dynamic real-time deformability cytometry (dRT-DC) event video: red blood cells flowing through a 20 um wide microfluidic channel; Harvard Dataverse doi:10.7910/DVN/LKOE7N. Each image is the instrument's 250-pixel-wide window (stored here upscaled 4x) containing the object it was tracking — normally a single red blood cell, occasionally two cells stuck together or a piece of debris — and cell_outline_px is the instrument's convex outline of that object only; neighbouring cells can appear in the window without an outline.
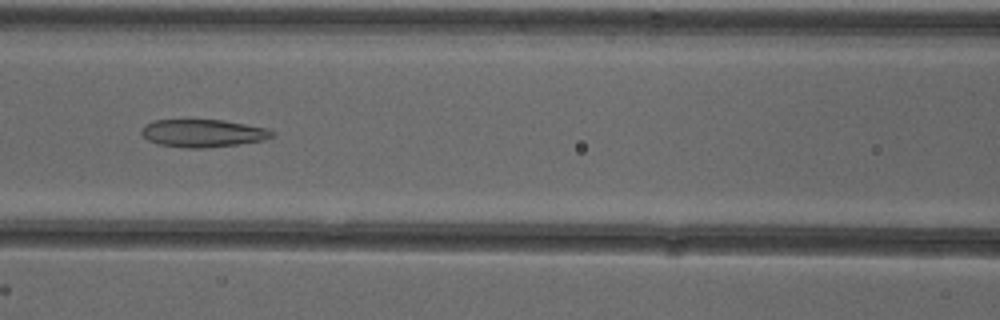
{"species": "common noctule bat (a hibernating species)", "species_latin": "Nyctalus noctula", "temperature_condition": "cold", "stored_images_in_passage": 53, "camera_frame_rate_fps": 3000, "um_per_image_px": 0.085, "animal": {"sex": "female"}, "frame": {"image": 1, "passage_image": 24, "time_ms": 7.667, "image_size_px": [1000, 320], "cell_outline_px": [[276, 136], [264, 140], [236, 144], [204, 148], [184, 148], [160, 144], [148, 140], [140, 132], [140, 128], [144, 124], [156, 120], [224, 120], [268, 128], [276, 132]], "centroid_in_image_um": [17.28, 11.32], "position_along_channel_um": 149.3, "area_um2": 21.21}}
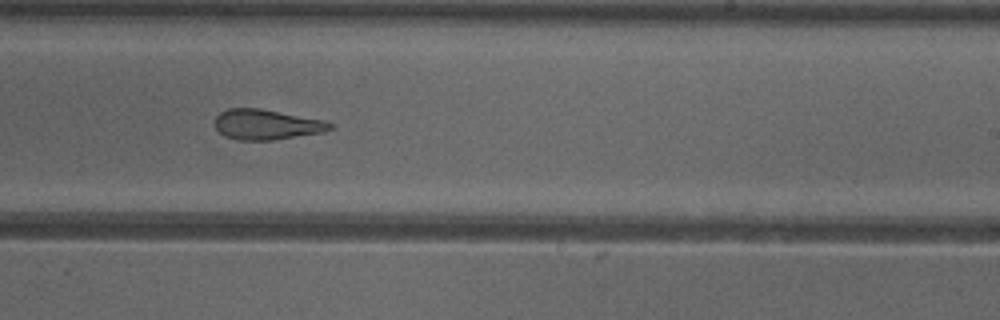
{"frame": {"image": 2, "passage_image": 33, "time_ms": 10.667, "image_size_px": [1000, 320], "cell_outline_px": [[336, 128], [324, 132], [276, 140], [236, 140], [224, 136], [216, 128], [216, 116], [220, 112], [228, 108], [260, 108], [324, 120], [336, 124]], "centroid_in_image_um": [22.71, 10.59], "position_along_channel_um": 266.3, "area_um2": 20.58}}
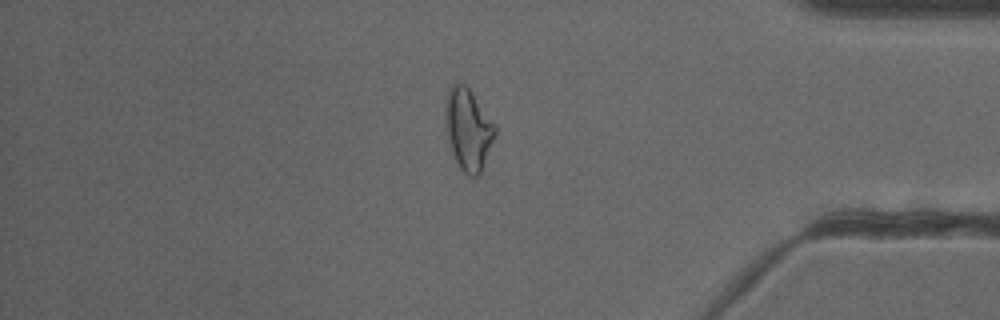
{"frame": {"image": 3, "passage_image": 45, "time_ms": 14.667, "image_size_px": [1000, 320], "cell_outline_px": [[496, 132], [492, 144], [480, 176], [468, 176], [460, 168], [452, 152], [448, 136], [444, 108], [448, 88], [456, 80], [464, 84], [468, 88], [496, 124]], "centroid_in_image_um": [39.8, 10.97], "position_along_channel_um": 395.4, "area_um2": 23.64}, "authors_computed_cell_mechanics": {"area_um2": 24.3916, "velocity_mm_per_s": 3.9061, "shape_relaxation_time_tau1_ms": null, "shape_relaxation_time_tau2_ms": 3.3475, "deformation_change_tau1": null, "deformation_change_tau2": 0.1262}}